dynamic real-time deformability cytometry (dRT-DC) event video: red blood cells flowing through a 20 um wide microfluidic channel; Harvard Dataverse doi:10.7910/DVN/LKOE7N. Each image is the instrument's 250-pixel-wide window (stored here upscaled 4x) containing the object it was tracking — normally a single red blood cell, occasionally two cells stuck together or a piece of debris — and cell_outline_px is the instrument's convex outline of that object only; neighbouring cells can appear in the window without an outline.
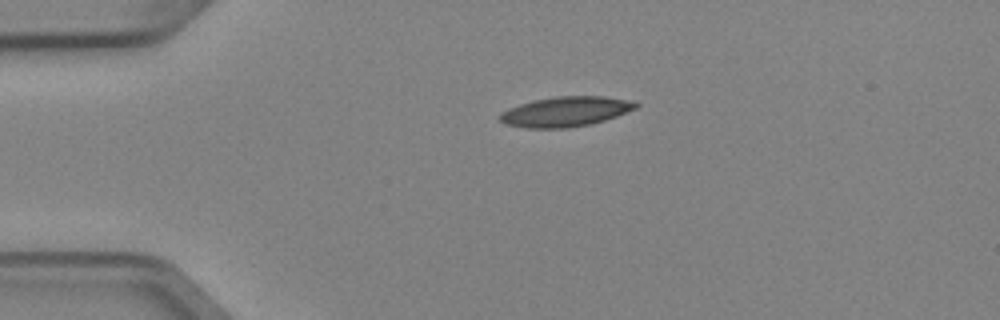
{"species": "Egyptian fruit bat (a non-hibernating species)", "species_latin": "Rousettus aegyptiacus", "temperature_condition": "cold", "stored_images_in_passage": 2, "camera_frame_rate_fps": 3000, "um_per_image_px": 0.085, "animal": {"sex": "female"}, "frame": {"image": 1, "passage_image": 1, "time_ms": 0.0, "image_size_px": [1000, 320], "cell_outline_px": [[640, 104], [636, 108], [616, 116], [604, 120], [588, 124], [568, 128], [528, 128], [504, 124], [500, 120], [500, 112], [508, 108], [520, 104], [536, 100], [556, 96], [604, 96], [624, 100]], "centroid_in_image_um": [48.03, 9.49], "position_along_channel_um": 37.0, "area_um2": 23.41}}